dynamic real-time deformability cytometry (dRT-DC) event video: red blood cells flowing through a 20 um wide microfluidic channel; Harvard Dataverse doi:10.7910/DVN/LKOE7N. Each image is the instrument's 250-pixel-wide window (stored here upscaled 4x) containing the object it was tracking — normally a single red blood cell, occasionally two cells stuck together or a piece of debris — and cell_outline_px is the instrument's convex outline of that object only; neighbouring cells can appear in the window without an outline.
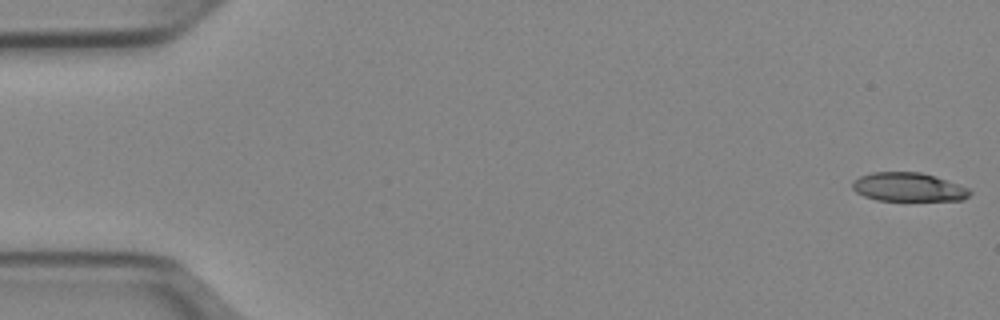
{"species": "Egyptian fruit bat (a non-hibernating species)", "species_latin": "Rousettus aegyptiacus", "temperature_condition": "cold", "stored_images_in_passage": 11, "camera_frame_rate_fps": 3000, "um_per_image_px": 0.085, "animal": {"sex": "female"}, "frame": {"image": 1, "passage_image": 1, "time_ms": 0.0, "image_size_px": [1000, 320], "cell_outline_px": [[972, 192], [964, 200], [876, 200], [864, 196], [856, 192], [852, 188], [852, 180], [860, 176], [872, 172], [920, 172], [968, 188]], "centroid_in_image_um": [77.15, 15.9], "position_along_channel_um": 7.8, "area_um2": 19.42}}